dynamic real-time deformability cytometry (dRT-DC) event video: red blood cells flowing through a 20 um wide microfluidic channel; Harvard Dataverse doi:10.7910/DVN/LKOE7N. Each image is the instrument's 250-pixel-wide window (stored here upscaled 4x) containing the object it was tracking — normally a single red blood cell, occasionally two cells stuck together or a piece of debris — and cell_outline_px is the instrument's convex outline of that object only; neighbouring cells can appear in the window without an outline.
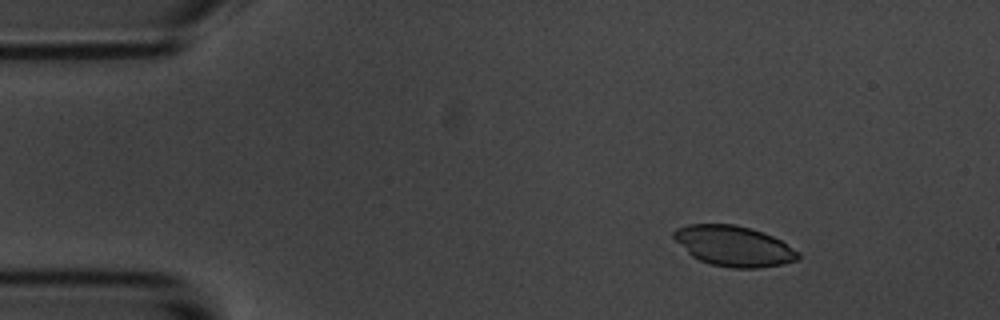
{"species": "common noctule bat (a hibernating species)", "species_latin": "Nyctalus noctula", "temperature_condition": "room temperature", "stored_images_in_passage": 56, "segment_of_instrument_passage": [1, 2], "camera_frame_rate_fps": 3000, "um_per_image_px": 0.085, "animal": {"sex": "male", "body_mass_g": 20.1, "forearm_length_mm": 53.5}, "frame": {"image": 1, "passage_image": 7, "time_ms": 2.0, "image_size_px": [1000, 320], "cell_outline_px": [[800, 256], [796, 260], [784, 264], [760, 268], [732, 268], [712, 264], [700, 260], [692, 256], [672, 236], [672, 232], [676, 228], [688, 224], [736, 224], [752, 228], [764, 232], [780, 240], [800, 252]], "centroid_in_image_um": [62.39, 20.9], "position_along_channel_um": 22.6, "area_um2": 29.3}}
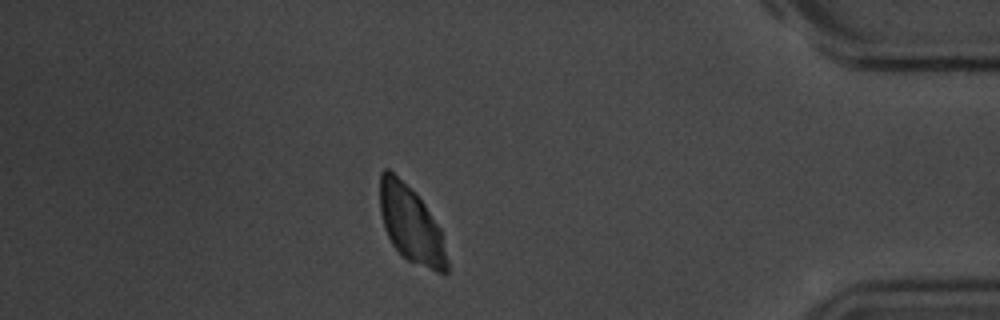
{"frame": {"image": 2, "passage_image": 48, "time_ms": 15.667, "image_size_px": [1000, 320], "cell_outline_px": [[448, 272], [436, 272], [408, 260], [392, 244], [384, 228], [380, 212], [380, 172], [384, 168], [388, 168], [416, 192], [440, 228], [448, 260]], "centroid_in_image_um": [34.92, 19.05], "position_along_channel_um": 400.3, "area_um2": 29.82}}